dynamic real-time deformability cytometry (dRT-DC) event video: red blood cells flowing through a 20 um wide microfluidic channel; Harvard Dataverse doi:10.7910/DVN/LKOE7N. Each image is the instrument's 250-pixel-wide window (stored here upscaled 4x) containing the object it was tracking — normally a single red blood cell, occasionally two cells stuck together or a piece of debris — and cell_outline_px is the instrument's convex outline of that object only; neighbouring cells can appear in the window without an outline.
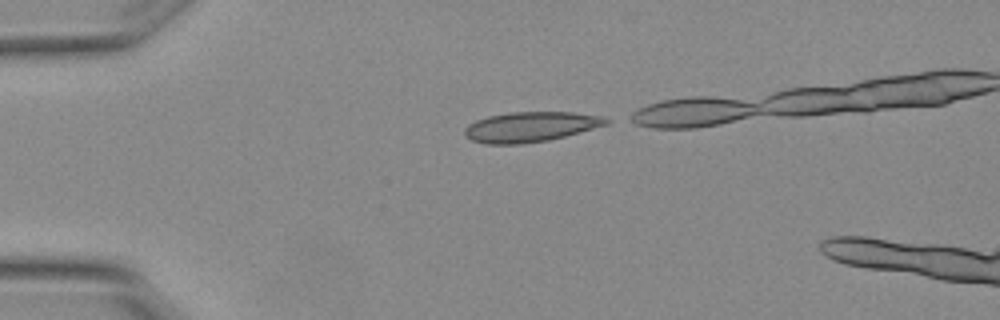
{"species": "Egyptian fruit bat (a non-hibernating species)", "species_latin": "Rousettus aegyptiacus", "temperature_condition": "warm", "stored_images_in_passage": 3, "camera_frame_rate_fps": 3000, "um_per_image_px": 0.085, "animal": {"sex": "female"}, "frame": {"image": 1, "passage_image": 1, "time_ms": 0.0, "image_size_px": [1000, 320], "cell_outline_px": [[612, 120], [608, 124], [580, 132], [548, 140], [524, 144], [488, 144], [472, 140], [464, 136], [464, 128], [468, 124], [476, 120], [488, 116], [508, 112], [572, 112], [600, 116]], "centroid_in_image_um": [45.07, 10.78], "position_along_channel_um": 39.9, "area_um2": 24.85}}